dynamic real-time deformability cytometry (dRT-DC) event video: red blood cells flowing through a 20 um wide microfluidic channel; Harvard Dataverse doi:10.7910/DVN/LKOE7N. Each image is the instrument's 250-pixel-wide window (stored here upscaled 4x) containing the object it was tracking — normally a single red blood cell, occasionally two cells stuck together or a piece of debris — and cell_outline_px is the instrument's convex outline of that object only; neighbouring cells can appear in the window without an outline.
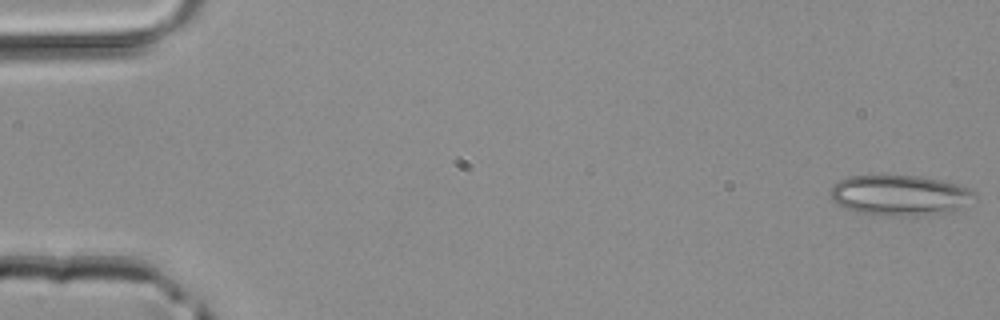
{"species": "common noctule bat (a hibernating species)", "species_latin": "Nyctalus noctula", "temperature_condition": "room temperature", "stored_images_in_passage": 3, "camera_frame_rate_fps": 3000, "um_per_image_px": 0.085, "animal": {"sex": "male", "body_mass_g": 20.4}, "frame": {"image": 1, "passage_image": 1, "time_ms": 0.0, "image_size_px": [1000, 320], "cell_outline_px": [[976, 196], [956, 212], [916, 216], [888, 216], [864, 212], [848, 208], [836, 204], [832, 200], [832, 184], [848, 176], [920, 176], [940, 180], [956, 184], [968, 188], [976, 192]], "centroid_in_image_um": [76.54, 16.61], "position_along_channel_um": 8.5, "area_um2": 33.87}}